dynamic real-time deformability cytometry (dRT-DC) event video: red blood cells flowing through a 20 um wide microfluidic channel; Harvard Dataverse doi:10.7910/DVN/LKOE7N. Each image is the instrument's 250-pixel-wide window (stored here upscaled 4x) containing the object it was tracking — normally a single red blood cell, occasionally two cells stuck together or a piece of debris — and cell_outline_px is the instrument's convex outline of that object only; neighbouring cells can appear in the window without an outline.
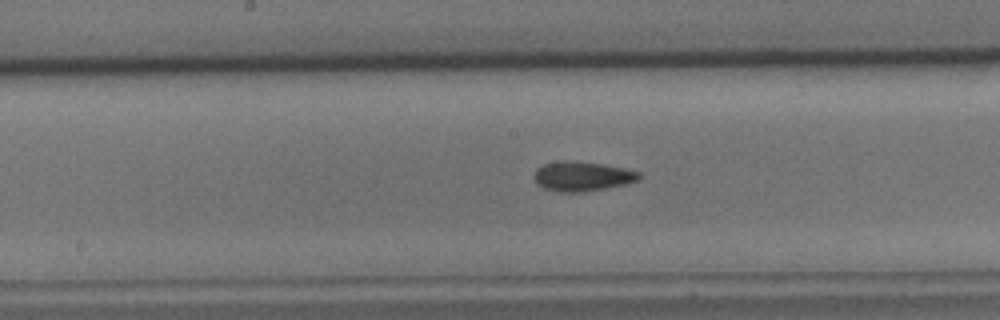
{"species": "common noctule bat (a hibernating species)", "species_latin": "Nyctalus noctula", "temperature_condition": "cold", "stored_images_in_passage": 40, "camera_frame_rate_fps": 3000, "um_per_image_px": 0.085, "animal": {"sex": "male", "body_mass_g": 15.6}, "frame": {"image": 1, "passage_image": 16, "time_ms": 5.0, "image_size_px": [1000, 320], "cell_outline_px": [[640, 176], [636, 180], [628, 184], [584, 192], [556, 192], [544, 188], [536, 184], [532, 176], [536, 168], [544, 164], [564, 160], [600, 164], [640, 172]], "centroid_in_image_um": [49.41, 15.0], "position_along_channel_um": 198.8, "area_um2": 18.03}}
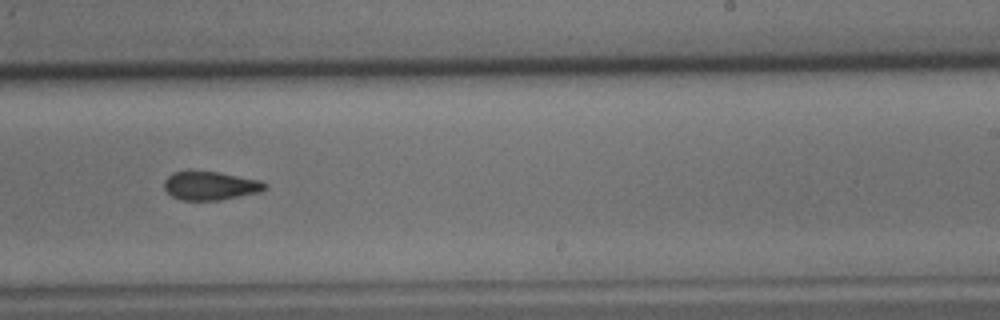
{"frame": {"image": 2, "passage_image": 22, "time_ms": 7.0, "image_size_px": [1000, 320], "cell_outline_px": [[268, 184], [260, 192], [220, 200], [180, 200], [172, 196], [164, 188], [164, 180], [172, 172], [188, 168], [220, 172], [260, 180]], "centroid_in_image_um": [17.82, 15.74], "position_along_channel_um": 271.2, "area_um2": 17.34}}
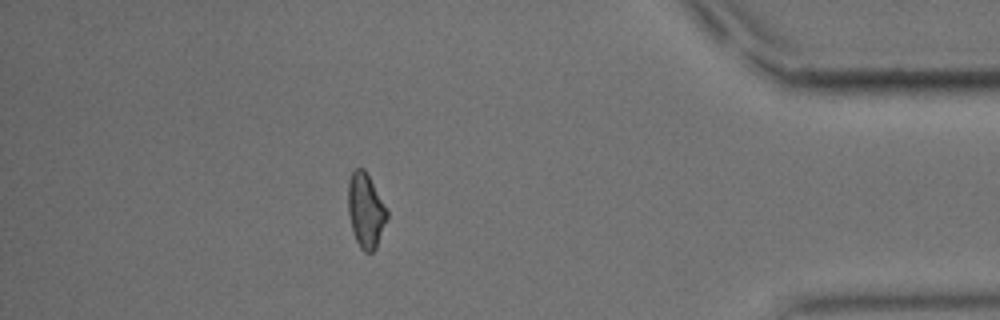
{"frame": {"image": 3, "passage_image": 36, "time_ms": 11.667, "image_size_px": [1000, 320], "cell_outline_px": [[388, 220], [376, 248], [372, 252], [364, 252], [360, 248], [352, 232], [348, 212], [348, 180], [352, 172], [356, 168], [364, 168], [388, 212]], "centroid_in_image_um": [31.08, 17.92], "position_along_channel_um": 404.1, "area_um2": 16.94}}